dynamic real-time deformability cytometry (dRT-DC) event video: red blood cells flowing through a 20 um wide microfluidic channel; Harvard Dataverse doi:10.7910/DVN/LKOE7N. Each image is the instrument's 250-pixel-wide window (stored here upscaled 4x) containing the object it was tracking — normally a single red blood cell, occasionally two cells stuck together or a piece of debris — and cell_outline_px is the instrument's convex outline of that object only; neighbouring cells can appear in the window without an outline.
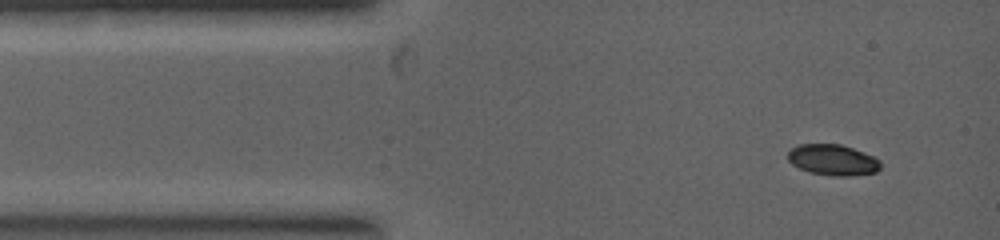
{"species": "common noctule bat (a hibernating species)", "species_latin": "Nyctalus noctula", "temperature_condition": "warm", "stored_images_in_passage": 2, "camera_frame_rate_fps": 5000, "um_per_image_px": 0.085, "animal": {"sex": "female", "body_mass_g": 19.0, "forearm_length_mm": 53.3}, "frame": {"image": 1, "passage_image": 1, "time_ms": 0.0, "image_size_px": [1000, 240], "cell_outline_px": [[880, 168], [876, 172], [852, 176], [832, 176], [808, 172], [792, 164], [788, 160], [788, 152], [792, 148], [800, 144], [840, 144], [864, 152], [880, 160]], "centroid_in_image_um": [70.79, 13.6], "position_along_channel_um": 14.2, "area_um2": 16.7}}